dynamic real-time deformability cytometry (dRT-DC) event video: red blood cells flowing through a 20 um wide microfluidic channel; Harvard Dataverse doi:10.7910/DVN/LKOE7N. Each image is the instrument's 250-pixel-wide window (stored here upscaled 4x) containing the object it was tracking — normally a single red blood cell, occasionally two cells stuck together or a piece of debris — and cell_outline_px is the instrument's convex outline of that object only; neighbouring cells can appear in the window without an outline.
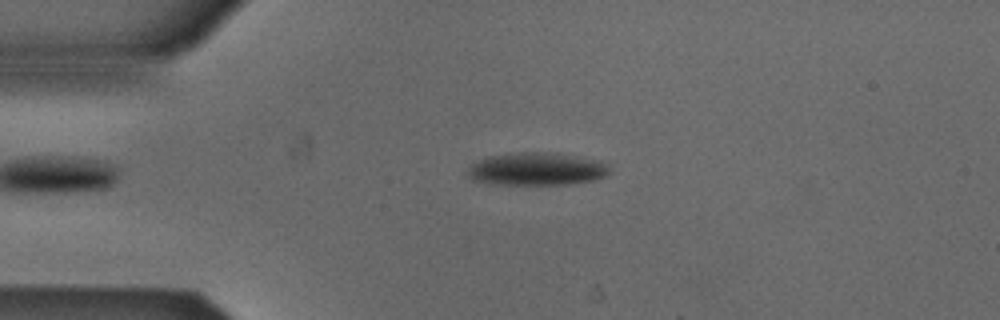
{"species": "Egyptian fruit bat (a non-hibernating species)", "species_latin": "Rousettus aegyptiacus", "temperature_condition": "cold", "stored_images_in_passage": 48, "camera_frame_rate_fps": 3000, "um_per_image_px": 0.085, "animal": {"sex": "male"}, "frame": {"image": 1, "passage_image": 12, "time_ms": 3.667, "image_size_px": [1000, 320], "cell_outline_px": [[608, 172], [604, 176], [592, 180], [568, 184], [488, 184], [472, 180], [468, 176], [468, 168], [476, 160], [488, 156], [524, 152], [536, 152], [572, 156], [600, 160], [608, 164]], "centroid_in_image_um": [45.55, 14.38], "position_along_channel_um": 39.4, "area_um2": 26.76}}
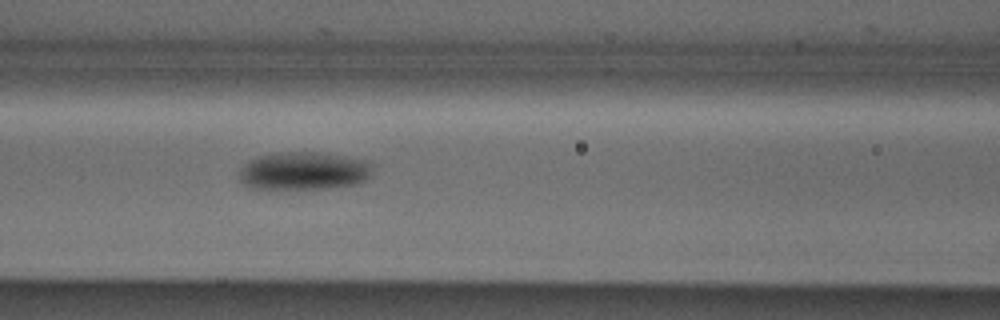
{"frame": {"image": 2, "passage_image": 22, "time_ms": 7.0, "image_size_px": [1000, 320], "cell_outline_px": [[372, 176], [356, 184], [328, 188], [252, 188], [244, 184], [240, 180], [240, 168], [248, 160], [256, 156], [280, 152], [324, 152], [372, 160]], "centroid_in_image_um": [25.88, 14.5], "position_along_channel_um": 140.7, "area_um2": 29.94}}
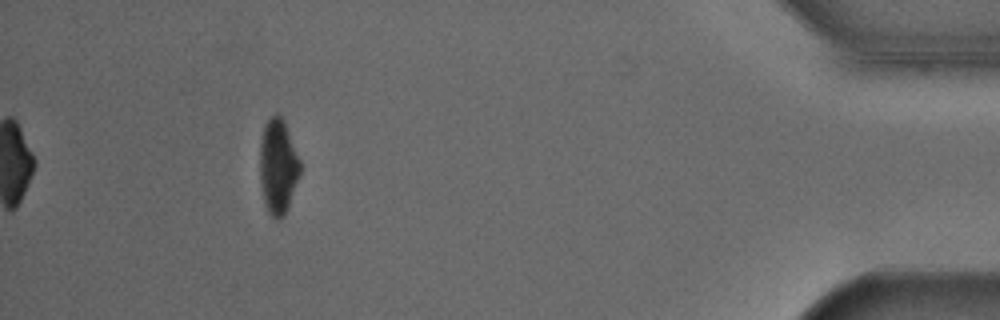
{"frame": {"image": 3, "passage_image": 48, "time_ms": 15.667, "image_size_px": [1000, 320], "cell_outline_px": [[300, 172], [288, 208], [284, 216], [276, 220], [268, 212], [264, 204], [260, 180], [260, 144], [264, 128], [268, 120], [276, 112], [284, 120], [300, 160]], "centroid_in_image_um": [23.63, 14.17], "position_along_channel_um": 411.6, "area_um2": 22.14}, "authors_computed_cell_mechanics": {"area_um2": 26.3857, "velocity_mm_per_s": 3.8637, "shape_relaxation_time_tau1_ms": 3.2497, "shape_relaxation_time_tau2_ms": null, "deformation_change_tau1": 0.1001, "deformation_change_tau2": null}}